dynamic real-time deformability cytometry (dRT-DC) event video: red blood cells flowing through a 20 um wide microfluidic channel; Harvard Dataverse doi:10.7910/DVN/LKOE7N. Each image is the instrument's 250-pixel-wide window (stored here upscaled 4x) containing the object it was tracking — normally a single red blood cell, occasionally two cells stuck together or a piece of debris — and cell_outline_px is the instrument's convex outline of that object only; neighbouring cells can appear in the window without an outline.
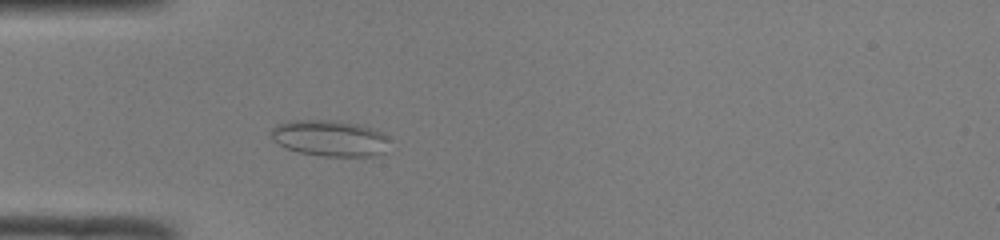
{"species": "common noctule bat (a hibernating species)", "species_latin": "Nyctalus noctula", "temperature_condition": "room temperature", "stored_images_in_passage": 46, "camera_frame_rate_fps": 3000, "um_per_image_px": 0.085, "animal": {"sex": "male", "body_mass_g": 19.0, "forearm_length_mm": 50.8}, "frame": {"image": 1, "passage_image": 12, "time_ms": 3.667, "image_size_px": [1000, 240], "cell_outline_px": [[384, 152], [372, 156], [324, 156], [300, 152], [284, 148], [272, 140], [272, 128], [276, 124], [288, 120], [336, 120], [356, 124], [372, 128], [380, 132], [384, 136]], "centroid_in_image_um": [27.92, 11.73], "position_along_channel_um": 57.1, "area_um2": 24.57}}
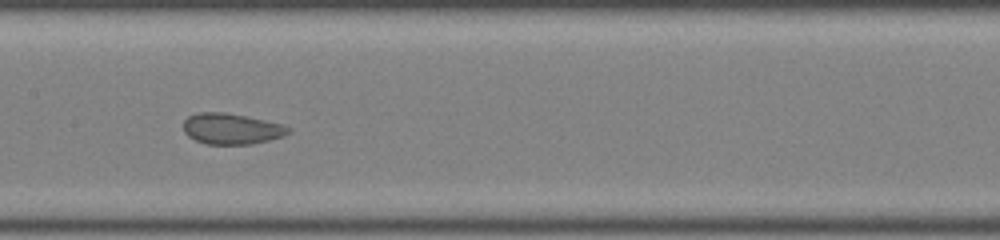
{"frame": {"image": 2, "passage_image": 22, "time_ms": 7.0, "image_size_px": [1000, 240], "cell_outline_px": [[292, 132], [284, 136], [252, 144], [204, 144], [188, 136], [184, 132], [184, 120], [188, 116], [200, 112], [224, 112], [248, 116], [284, 124], [292, 128]], "centroid_in_image_um": [19.72, 10.94], "position_along_channel_um": 187.7, "area_um2": 19.13}}
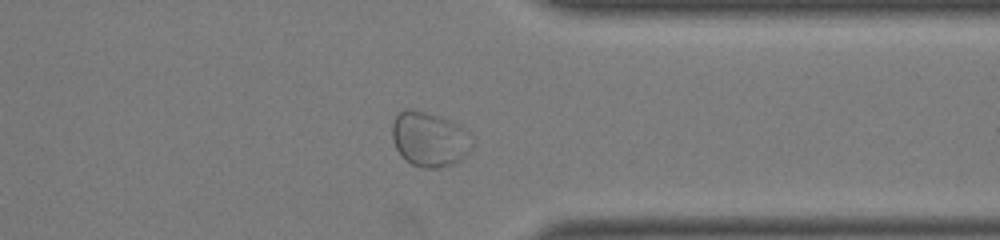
{"frame": {"image": 3, "passage_image": 36, "time_ms": 11.667, "image_size_px": [1000, 240], "cell_outline_px": [[472, 152], [460, 160], [452, 164], [436, 168], [420, 168], [412, 164], [396, 148], [392, 136], [392, 124], [396, 116], [404, 108], [408, 108], [440, 116], [452, 120], [472, 132]], "centroid_in_image_um": [36.57, 11.82], "position_along_channel_um": 374.8, "area_um2": 25.84}}